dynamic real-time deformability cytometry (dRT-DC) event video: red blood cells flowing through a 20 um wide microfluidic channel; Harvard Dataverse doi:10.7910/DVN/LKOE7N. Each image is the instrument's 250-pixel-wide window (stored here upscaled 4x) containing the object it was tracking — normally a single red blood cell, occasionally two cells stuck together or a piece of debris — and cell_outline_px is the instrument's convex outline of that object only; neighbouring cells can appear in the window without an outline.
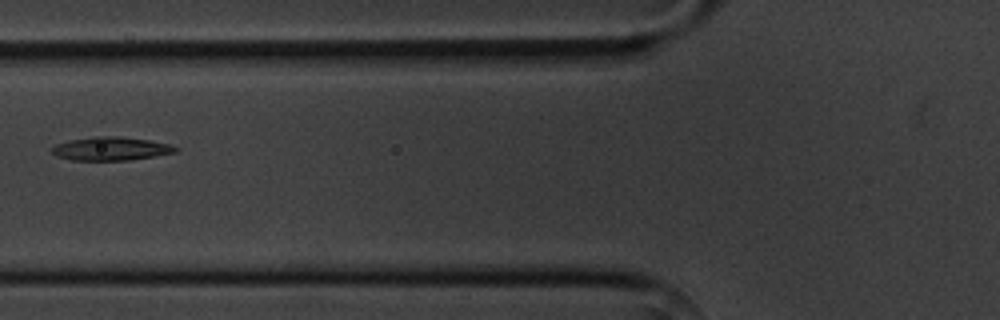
{"species": "common noctule bat (a hibernating species)", "species_latin": "Nyctalus noctula", "temperature_condition": "cold", "stored_images_in_passage": 7, "camera_frame_rate_fps": 3000, "um_per_image_px": 0.085, "animal": {"sex": "male", "body_mass_g": 20.1, "forearm_length_mm": 53.5}, "frame": {"image": 1, "passage_image": 2, "time_ms": 2.0, "image_size_px": [1000, 320], "cell_outline_px": [[180, 148], [176, 152], [156, 156], [128, 160], [72, 160], [56, 156], [48, 148], [56, 144], [68, 140], [92, 136], [120, 136], [148, 140], [168, 144]], "centroid_in_image_um": [9.38, 12.63], "position_along_channel_um": 116.4, "area_um2": 17.05}}
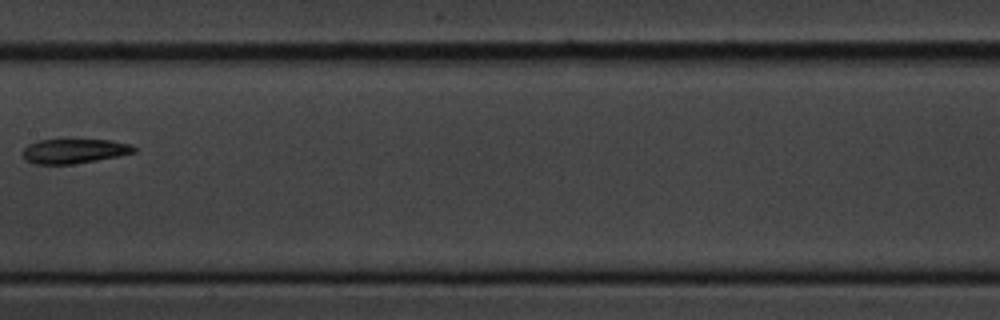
{"frame": {"image": 2, "passage_image": 4, "time_ms": 4.333, "image_size_px": [1000, 320], "cell_outline_px": [[136, 152], [120, 156], [72, 164], [32, 164], [24, 160], [24, 148], [28, 144], [36, 140], [112, 140], [132, 144], [136, 148]], "centroid_in_image_um": [6.32, 12.84], "position_along_channel_um": 201.1, "area_um2": 16.01}}
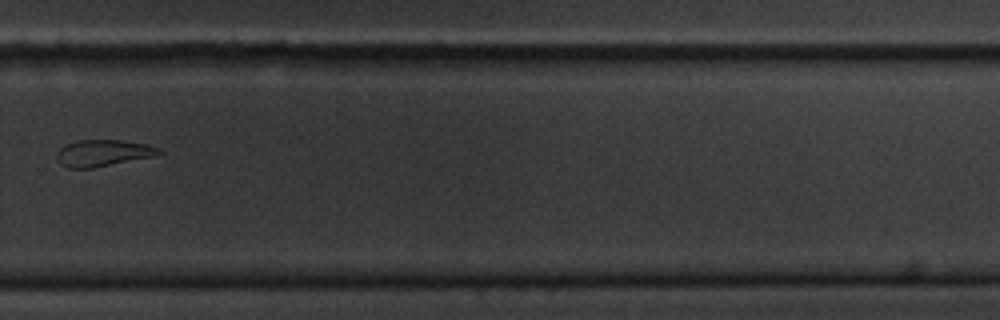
{"frame": {"image": 3, "passage_image": 7, "time_ms": 7.667, "image_size_px": [1000, 320], "cell_outline_px": [[164, 152], [156, 156], [92, 168], [68, 168], [60, 164], [56, 156], [60, 148], [76, 140], [120, 140], [148, 144], [160, 148]], "centroid_in_image_um": [8.8, 13.01], "position_along_channel_um": 321.0, "area_um2": 15.9}}